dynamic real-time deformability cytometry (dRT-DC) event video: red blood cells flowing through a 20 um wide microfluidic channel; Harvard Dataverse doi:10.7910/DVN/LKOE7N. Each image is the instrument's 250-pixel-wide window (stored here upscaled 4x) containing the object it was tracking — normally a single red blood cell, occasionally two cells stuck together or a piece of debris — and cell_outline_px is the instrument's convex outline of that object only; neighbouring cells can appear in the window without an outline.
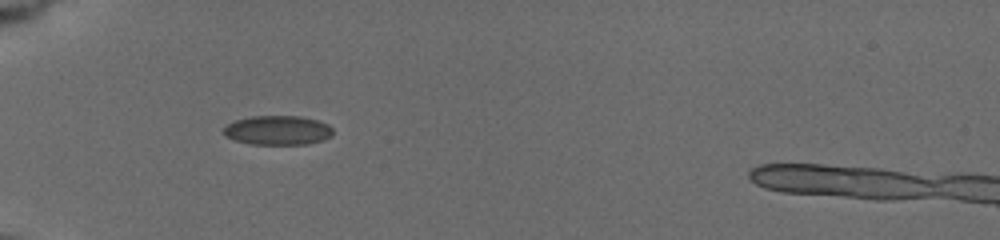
{"species": "common noctule bat (a hibernating species)", "species_latin": "Nyctalus noctula", "temperature_condition": "cold", "stored_images_in_passage": 34, "camera_frame_rate_fps": 3000, "um_per_image_px": 0.085, "animal": {"sex": "female", "body_mass_g": 19.5, "forearm_length_mm": 54.1}, "frame": {"image": 1, "passage_image": 5, "time_ms": 1.333, "image_size_px": [1000, 240], "cell_outline_px": [[332, 136], [320, 140], [304, 144], [252, 144], [236, 140], [224, 136], [220, 132], [228, 124], [236, 120], [252, 116], [300, 116], [316, 120], [328, 124], [332, 128]], "centroid_in_image_um": [23.57, 11.07], "position_along_channel_um": 61.4, "area_um2": 18.55}}
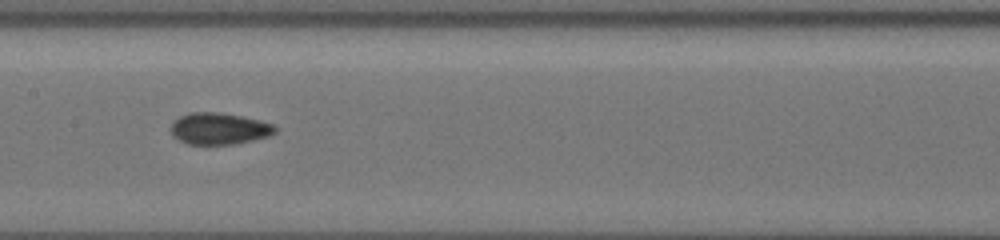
{"frame": {"image": 2, "passage_image": 14, "time_ms": 5.0, "image_size_px": [1000, 240], "cell_outline_px": [[276, 132], [268, 136], [236, 144], [188, 144], [172, 136], [172, 120], [188, 112], [220, 112], [260, 120], [272, 124], [276, 128]], "centroid_in_image_um": [18.6, 10.92], "position_along_channel_um": 188.8, "area_um2": 19.19}}
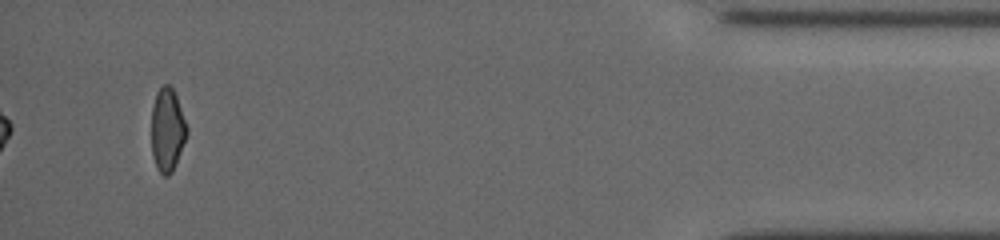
{"frame": {"image": 3, "passage_image": 34, "time_ms": 12.667, "image_size_px": [1000, 240], "cell_outline_px": [[188, 132], [172, 172], [168, 176], [164, 176], [156, 168], [152, 156], [152, 104], [156, 92], [164, 84], [168, 84], [172, 88], [176, 96], [188, 128]], "centroid_in_image_um": [14.21, 11.04], "position_along_channel_um": 421.0, "area_um2": 17.11}, "authors_computed_cell_mechanics": {"area_um2": 18.1492, "velocity_mm_per_s": 3.785, "shape_relaxation_time_tau1_ms": 5.9284, "shape_relaxation_time_tau2_ms": 3.5959, "deformation_change_tau1": 0.106, "deformation_change_tau2": 0.0892}}